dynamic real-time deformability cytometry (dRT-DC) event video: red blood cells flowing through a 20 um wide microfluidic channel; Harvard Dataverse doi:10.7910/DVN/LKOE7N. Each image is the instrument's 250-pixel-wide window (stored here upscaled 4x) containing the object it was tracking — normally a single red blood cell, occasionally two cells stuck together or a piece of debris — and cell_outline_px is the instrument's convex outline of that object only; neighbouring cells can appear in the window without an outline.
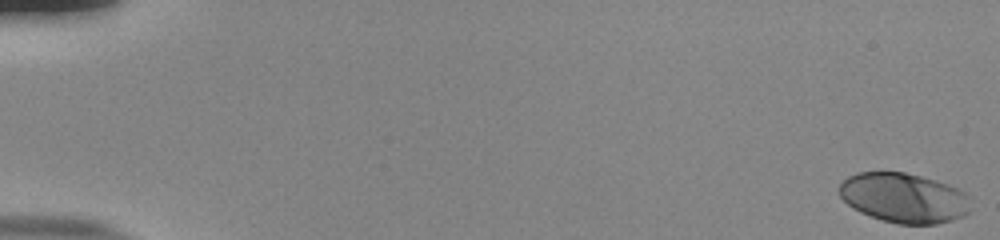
{"species": "human", "species_latin": "Homo sapiens", "temperature_condition": "room temperature", "stored_images_in_passage": 55, "camera_frame_rate_fps": 3000, "um_per_image_px": 0.085, "donor": {"sex": "male"}, "frame": {"image": 1, "passage_image": 1, "time_ms": 0.0, "image_size_px": [1000, 240], "cell_outline_px": [[968, 212], [964, 216], [952, 220], [936, 224], [896, 224], [860, 212], [852, 208], [840, 196], [840, 184], [848, 176], [856, 172], [904, 172], [936, 180], [948, 184], [964, 192], [968, 196]], "centroid_in_image_um": [76.81, 16.82], "position_along_channel_um": 8.2, "area_um2": 37.92}}
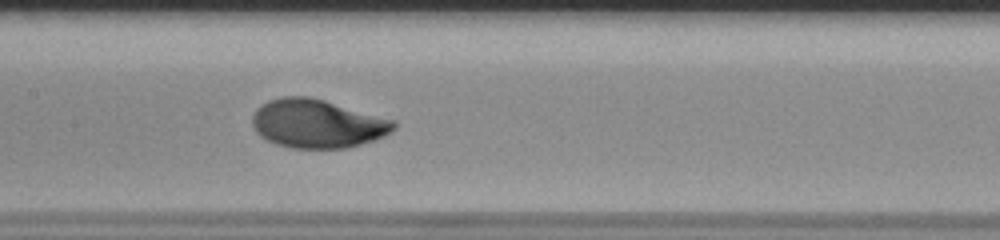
{"frame": {"image": 2, "passage_image": 29, "time_ms": 9.333, "image_size_px": [1000, 240], "cell_outline_px": [[396, 128], [392, 132], [376, 140], [348, 148], [292, 148], [276, 144], [260, 136], [256, 132], [252, 124], [252, 116], [256, 108], [268, 100], [284, 96], [308, 96], [324, 100], [396, 120]], "centroid_in_image_um": [26.99, 10.51], "position_along_channel_um": 180.4, "area_um2": 40.34}}
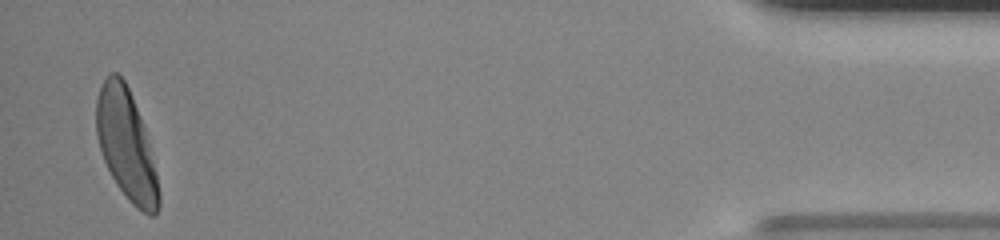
{"frame": {"image": 3, "passage_image": 54, "time_ms": 17.667, "image_size_px": [1000, 240], "cell_outline_px": [[160, 204], [156, 212], [152, 216], [148, 216], [136, 208], [128, 200], [116, 184], [104, 160], [96, 136], [96, 100], [100, 88], [104, 80], [112, 72], [116, 72], [124, 80], [132, 96], [144, 124], [156, 172], [160, 192]], "centroid_in_image_um": [10.74, 12.33], "position_along_channel_um": 424.5, "area_um2": 40.0}, "authors_computed_cell_mechanics": {"area_um2": 38.8416, "velocity_mm_per_s": 3.8066, "shape_relaxation_time_tau1_ms": 2.4919, "shape_relaxation_time_tau2_ms": null, "deformation_change_tau1": 0.1633, "deformation_change_tau2": null}}